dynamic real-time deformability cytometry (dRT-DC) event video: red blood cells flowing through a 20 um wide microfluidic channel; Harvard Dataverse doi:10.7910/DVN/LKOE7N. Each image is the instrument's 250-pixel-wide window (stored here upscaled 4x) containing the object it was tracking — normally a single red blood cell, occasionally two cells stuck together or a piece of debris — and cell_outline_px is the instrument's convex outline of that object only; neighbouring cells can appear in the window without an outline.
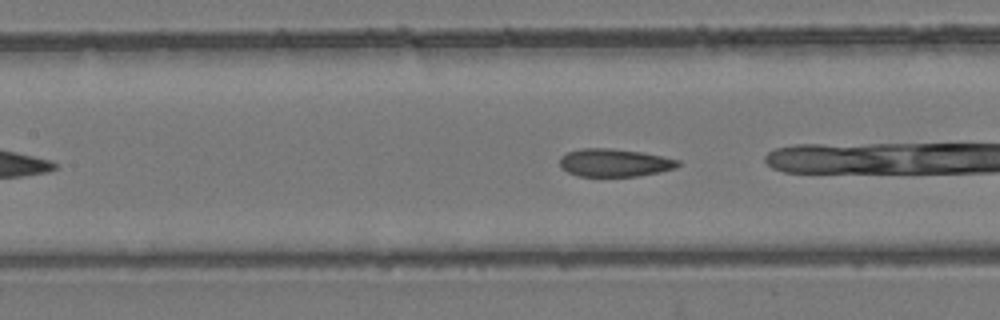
{"species": "common noctule bat (a hibernating species)", "species_latin": "Nyctalus noctula", "temperature_condition": "room temperature", "stored_images_in_passage": 33, "camera_frame_rate_fps": 3000, "um_per_image_px": 0.085, "animal": {"sex": "female", "body_mass_g": 24.6, "forearm_length_mm": 56.2}, "frame": {"image": 1, "passage_image": 15, "time_ms": 4.667, "image_size_px": [1000, 320], "cell_outline_px": [[680, 164], [676, 168], [660, 172], [640, 176], [576, 176], [560, 168], [560, 156], [568, 152], [580, 148], [612, 148], [640, 152], [680, 160]], "centroid_in_image_um": [52.21, 13.83], "position_along_channel_um": 155.2, "area_um2": 19.31}}
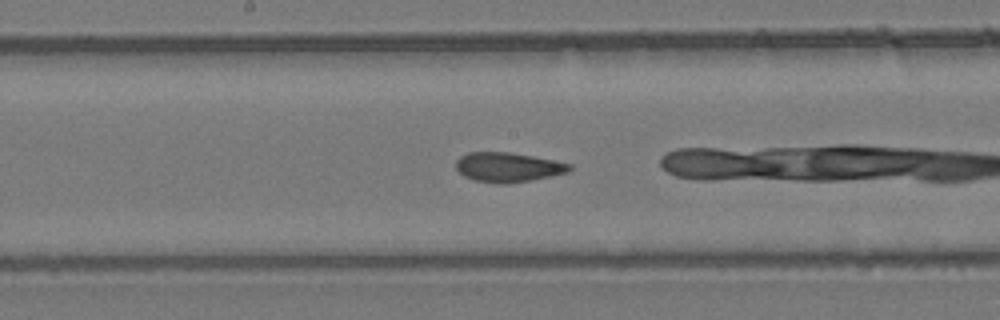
{"frame": {"image": 2, "passage_image": 19, "time_ms": 6.0, "image_size_px": [1000, 320], "cell_outline_px": [[572, 168], [568, 172], [532, 180], [504, 184], [500, 184], [476, 180], [464, 176], [456, 168], [456, 160], [460, 156], [468, 152], [508, 152], [532, 156], [572, 164]], "centroid_in_image_um": [43.17, 14.21], "position_along_channel_um": 205.0, "area_um2": 19.42}}
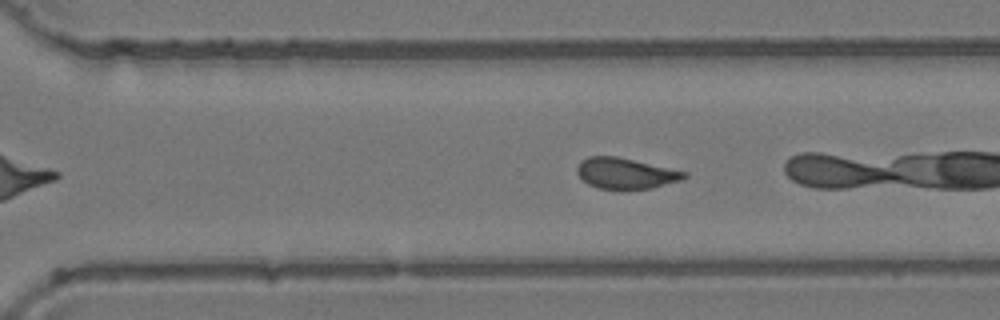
{"frame": {"image": 3, "passage_image": 28, "time_ms": 9.0, "image_size_px": [1000, 320], "cell_outline_px": [[688, 176], [680, 180], [652, 188], [620, 192], [600, 188], [588, 184], [576, 172], [576, 168], [580, 160], [588, 156], [616, 156], [688, 172]], "centroid_in_image_um": [53.15, 14.76], "position_along_channel_um": 317.4, "area_um2": 19.71}}